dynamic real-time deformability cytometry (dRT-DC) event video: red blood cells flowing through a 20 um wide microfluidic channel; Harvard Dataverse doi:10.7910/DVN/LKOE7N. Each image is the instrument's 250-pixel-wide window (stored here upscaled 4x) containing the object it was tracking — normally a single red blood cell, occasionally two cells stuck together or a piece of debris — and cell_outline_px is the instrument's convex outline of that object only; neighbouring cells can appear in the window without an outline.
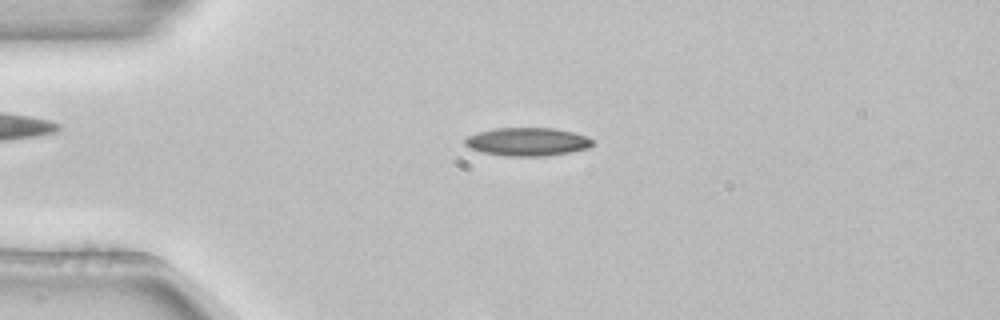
{"species": "common noctule bat (a hibernating species)", "species_latin": "Nyctalus noctula", "temperature_condition": "room temperature", "stored_images_in_passage": 5, "camera_frame_rate_fps": 3000, "um_per_image_px": 0.085, "animal": {"sex": "female", "body_mass_g": 22.7, "forearm_length_mm": 54.2}, "frame": {"image": 1, "passage_image": 3, "time_ms": 0.667, "image_size_px": [1000, 320], "cell_outline_px": [[592, 144], [588, 148], [572, 152], [544, 156], [504, 156], [480, 152], [468, 148], [464, 144], [464, 140], [468, 136], [476, 132], [496, 128], [552, 128], [572, 132], [584, 136], [592, 140]], "centroid_in_image_um": [44.76, 12.06], "position_along_channel_um": 40.2, "area_um2": 21.04}}